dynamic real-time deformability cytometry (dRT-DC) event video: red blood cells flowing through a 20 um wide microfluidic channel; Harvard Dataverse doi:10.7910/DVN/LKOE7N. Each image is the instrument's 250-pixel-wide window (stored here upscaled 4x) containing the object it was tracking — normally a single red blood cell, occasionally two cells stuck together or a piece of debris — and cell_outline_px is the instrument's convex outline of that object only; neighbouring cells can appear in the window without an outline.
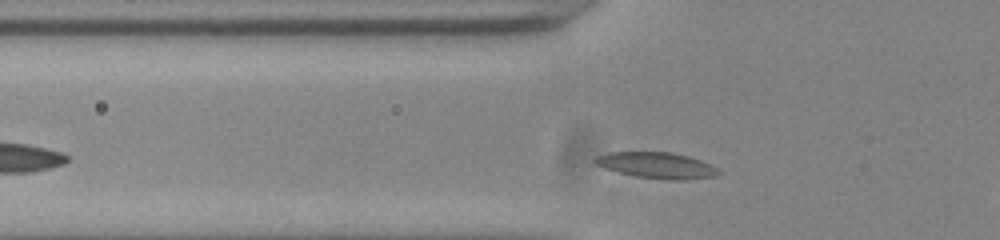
{"species": "common noctule bat (a hibernating species)", "species_latin": "Nyctalus noctula", "temperature_condition": "room temperature", "stored_images_in_passage": 18, "camera_frame_rate_fps": 3000, "um_per_image_px": 0.085, "animal": {"sex": "male", "body_mass_g": 20.0, "forearm_length_mm": 53.3}, "frame": {"image": 1, "passage_image": 4, "time_ms": 1.0, "image_size_px": [1000, 240], "cell_outline_px": [[720, 172], [716, 176], [684, 180], [668, 180], [636, 176], [604, 168], [596, 164], [592, 160], [596, 156], [608, 152], [672, 152], [688, 156], [700, 160], [716, 168]], "centroid_in_image_um": [55.8, 14.05], "position_along_channel_um": 70.0, "area_um2": 18.61}}
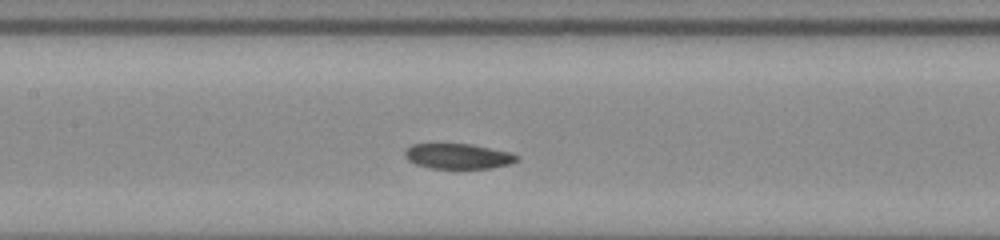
{"frame": {"image": 2, "passage_image": 12, "time_ms": 3.667, "image_size_px": [1000, 240], "cell_outline_px": [[520, 156], [516, 160], [508, 164], [492, 168], [432, 168], [416, 164], [408, 160], [404, 156], [404, 152], [412, 144], [472, 144], [508, 152]], "centroid_in_image_um": [38.91, 13.27], "position_along_channel_um": 168.5, "area_um2": 16.24}}
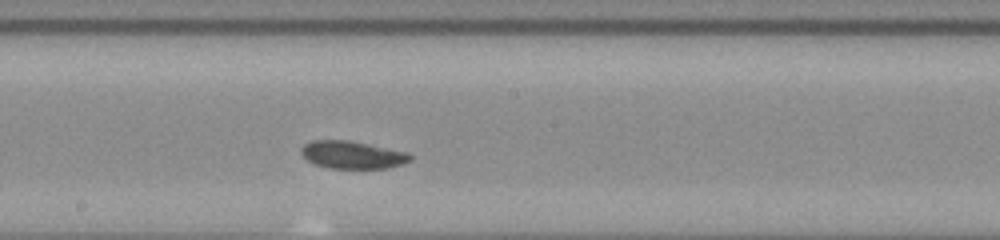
{"frame": {"image": 3, "passage_image": 16, "time_ms": 5.0, "image_size_px": [1000, 240], "cell_outline_px": [[412, 160], [388, 168], [328, 168], [316, 164], [308, 160], [300, 152], [300, 148], [304, 144], [312, 140], [348, 140], [408, 152], [412, 156]], "centroid_in_image_um": [29.94, 13.15], "position_along_channel_um": 218.3, "area_um2": 17.46}}